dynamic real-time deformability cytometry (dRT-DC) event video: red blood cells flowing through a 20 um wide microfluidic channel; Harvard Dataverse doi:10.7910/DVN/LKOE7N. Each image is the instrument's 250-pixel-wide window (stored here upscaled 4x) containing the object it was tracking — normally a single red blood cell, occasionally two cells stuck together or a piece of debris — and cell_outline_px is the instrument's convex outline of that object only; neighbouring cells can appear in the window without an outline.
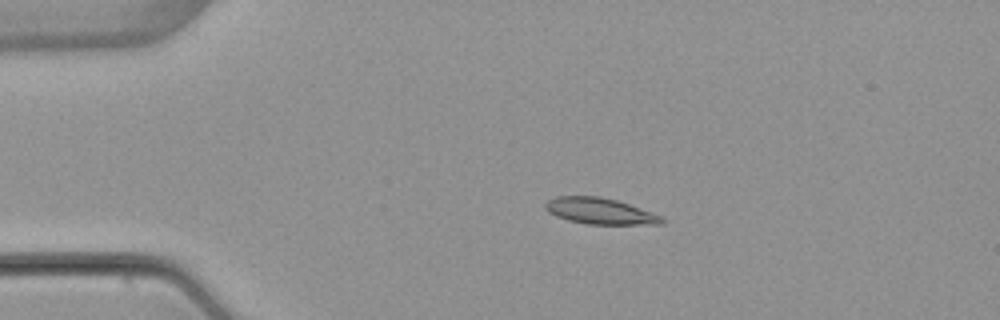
{"species": "common noctule bat (a hibernating species)", "species_latin": "Nyctalus noctula", "temperature_condition": "warm", "stored_images_in_passage": 5, "camera_frame_rate_fps": 3000, "um_per_image_px": 0.085, "animal": {"sex": "female", "body_mass_g": 22.7, "forearm_length_mm": 54.2}, "frame": {"image": 1, "passage_image": 4, "time_ms": 3.667, "image_size_px": [1000, 320], "cell_outline_px": [[668, 220], [664, 224], [588, 224], [568, 220], [556, 216], [548, 212], [544, 208], [544, 204], [548, 200], [556, 196], [600, 196], [616, 200], [664, 216]], "centroid_in_image_um": [51.03, 17.94], "position_along_channel_um": 34.0, "area_um2": 17.92}}